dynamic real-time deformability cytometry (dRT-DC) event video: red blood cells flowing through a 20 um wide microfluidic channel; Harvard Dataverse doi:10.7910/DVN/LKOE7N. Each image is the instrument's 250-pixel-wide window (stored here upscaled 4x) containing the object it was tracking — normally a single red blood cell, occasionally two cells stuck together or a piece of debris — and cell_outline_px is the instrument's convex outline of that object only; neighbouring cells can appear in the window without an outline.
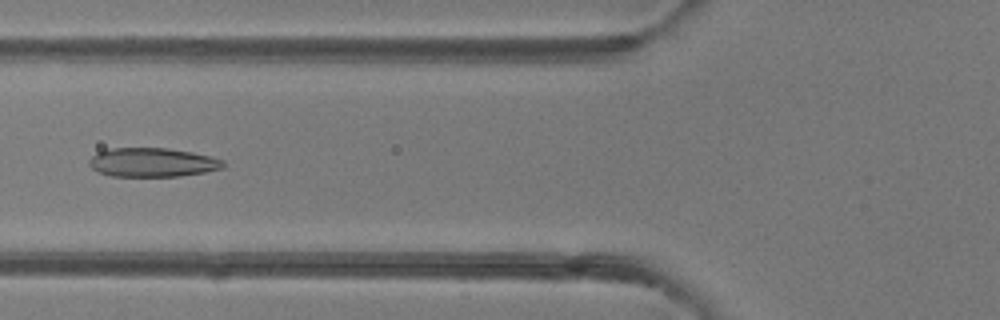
{"species": "common noctule bat (a hibernating species)", "species_latin": "Nyctalus noctula", "temperature_condition": "room temperature", "stored_images_in_passage": 12, "camera_frame_rate_fps": 3000, "um_per_image_px": 0.085, "animal": {"sex": "female"}, "frame": {"image": 1, "passage_image": 9, "time_ms": 2.667, "image_size_px": [1000, 320], "cell_outline_px": [[224, 168], [204, 172], [180, 176], [112, 176], [96, 172], [88, 164], [88, 160], [96, 152], [112, 148], [168, 148], [192, 152], [224, 160]], "centroid_in_image_um": [12.92, 13.8], "position_along_channel_um": 112.9, "area_um2": 22.72}}
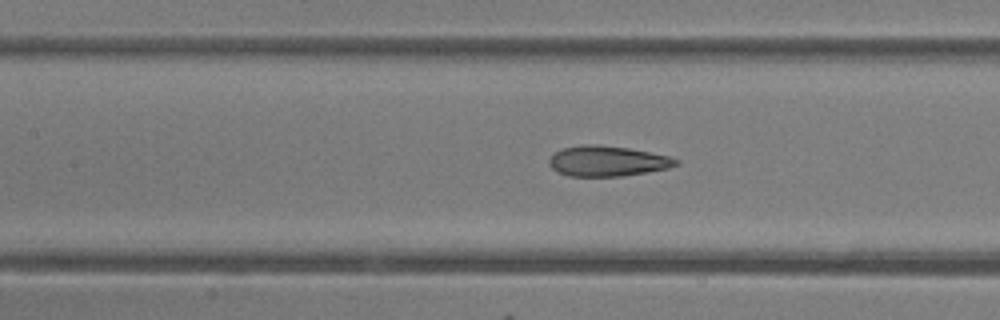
{"frame": {"image": 2, "passage_image": 12, "time_ms": 3.667, "image_size_px": [1000, 320], "cell_outline_px": [[680, 164], [668, 168], [648, 172], [624, 176], [568, 176], [552, 168], [548, 164], [548, 160], [556, 152], [564, 148], [584, 144], [600, 144], [628, 148], [668, 156], [680, 160]], "centroid_in_image_um": [51.65, 13.69], "position_along_channel_um": 155.7, "area_um2": 22.43}}